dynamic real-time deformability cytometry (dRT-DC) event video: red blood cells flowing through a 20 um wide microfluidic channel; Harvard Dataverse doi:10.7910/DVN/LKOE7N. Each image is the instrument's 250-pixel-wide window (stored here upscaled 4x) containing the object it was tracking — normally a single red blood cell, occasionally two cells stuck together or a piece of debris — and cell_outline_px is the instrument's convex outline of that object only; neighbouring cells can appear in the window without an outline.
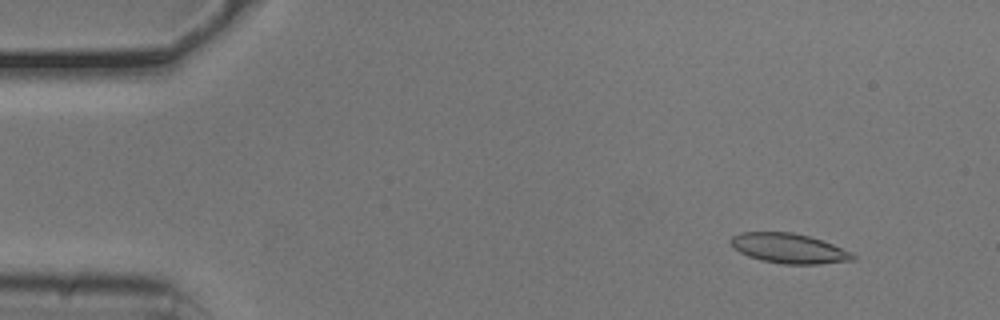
{"species": "common noctule bat (a hibernating species)", "species_latin": "Nyctalus noctula", "temperature_condition": "cold", "stored_images_in_passage": 53, "camera_frame_rate_fps": 3000, "um_per_image_px": 0.085, "animal": {"sex": "male", "body_mass_g": 20.5, "forearm_length_mm": 52.5}, "frame": {"image": 1, "passage_image": 5, "time_ms": 1.333, "image_size_px": [1000, 320], "cell_outline_px": [[856, 260], [820, 264], [780, 264], [760, 260], [748, 256], [732, 248], [728, 240], [732, 236], [740, 232], [792, 232], [808, 236], [832, 244], [852, 252], [856, 256]], "centroid_in_image_um": [67.03, 21.12], "position_along_channel_um": 18.0, "area_um2": 21.44}}
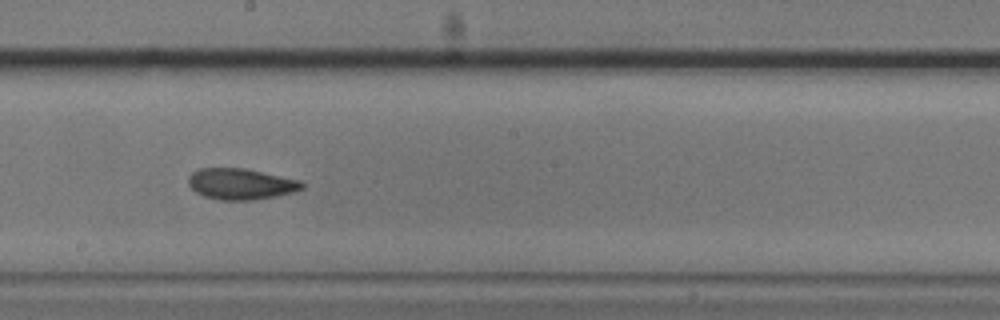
{"frame": {"image": 2, "passage_image": 29, "time_ms": 9.333, "image_size_px": [1000, 320], "cell_outline_px": [[304, 188], [296, 192], [276, 196], [252, 200], [220, 200], [204, 196], [196, 192], [188, 184], [188, 176], [196, 168], [244, 168], [300, 180], [304, 184]], "centroid_in_image_um": [20.47, 15.63], "position_along_channel_um": 227.7, "area_um2": 20.69}}
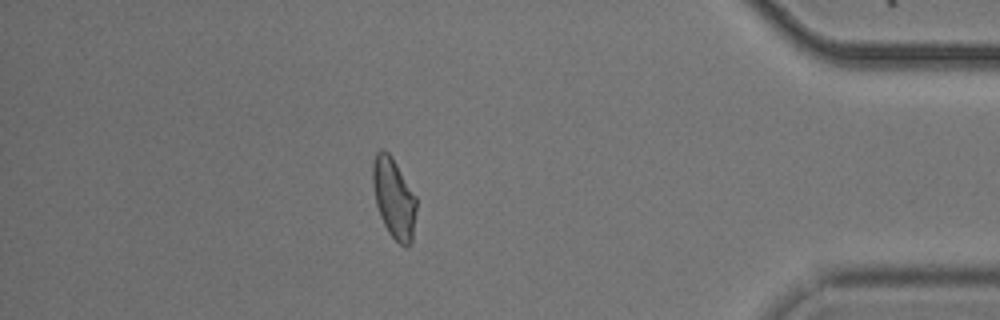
{"frame": {"image": 3, "passage_image": 46, "time_ms": 15.0, "image_size_px": [1000, 320], "cell_outline_px": [[416, 208], [412, 240], [408, 248], [400, 244], [388, 232], [380, 216], [376, 204], [372, 184], [372, 160], [376, 152], [380, 148], [384, 148], [392, 156], [416, 196]], "centroid_in_image_um": [33.46, 16.79], "position_along_channel_um": 401.7, "area_um2": 20.58}, "authors_computed_cell_mechanics": {"area_um2": 20.7502, "velocity_mm_per_s": 3.7861, "shape_relaxation_time_tau1_ms": 3.9679, "shape_relaxation_time_tau2_ms": 2.4531, "deformation_change_tau1": 0.1204, "deformation_change_tau2": 0.0865}}